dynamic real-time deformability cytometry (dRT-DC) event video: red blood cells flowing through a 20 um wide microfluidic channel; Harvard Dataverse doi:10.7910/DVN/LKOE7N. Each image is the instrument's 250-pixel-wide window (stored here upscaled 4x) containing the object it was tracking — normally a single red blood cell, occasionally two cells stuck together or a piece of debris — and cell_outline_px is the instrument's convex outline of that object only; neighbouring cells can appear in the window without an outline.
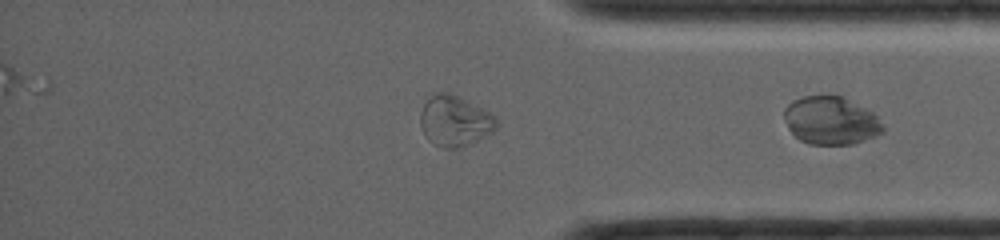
{"species": "common noctule bat (a hibernating species)", "species_latin": "Nyctalus noctula", "temperature_condition": "room temperature", "stored_images_in_passage": 25, "camera_frame_rate_fps": 4000, "um_per_image_px": 0.085, "animal": {"sex": "female", "body_mass_g": 19.0, "forearm_length_mm": 56.7}, "frame": {"image": 1, "passage_image": 25, "time_ms": 8.0, "image_size_px": [1000, 240], "cell_outline_px": [[884, 132], [864, 140], [852, 144], [808, 144], [800, 140], [788, 128], [784, 120], [784, 108], [792, 100], [804, 96], [840, 96], [872, 112], [876, 116], [884, 128]], "centroid_in_image_um": [70.58, 10.26], "position_along_channel_um": 364.6, "area_um2": 27.28}}